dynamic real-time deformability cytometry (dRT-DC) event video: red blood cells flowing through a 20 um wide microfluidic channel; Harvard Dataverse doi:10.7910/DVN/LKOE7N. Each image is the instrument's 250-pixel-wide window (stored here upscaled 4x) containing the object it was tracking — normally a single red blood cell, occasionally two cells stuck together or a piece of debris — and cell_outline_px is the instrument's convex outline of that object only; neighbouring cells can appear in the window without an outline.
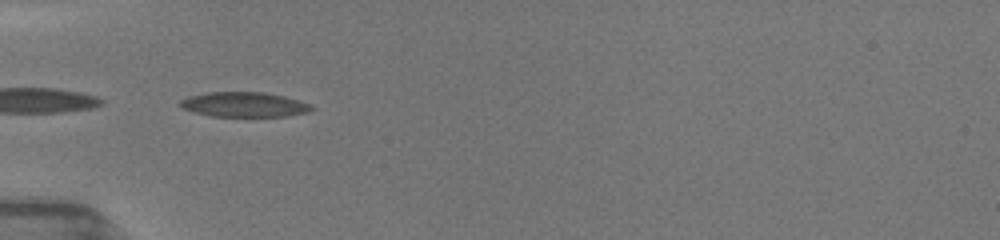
{"species": "common noctule bat (a hibernating species)", "species_latin": "Nyctalus noctula", "temperature_condition": "room temperature", "stored_images_in_passage": 21, "camera_frame_rate_fps": 3000, "um_per_image_px": 0.085, "animal": {"sex": "female", "body_mass_g": 19.5, "forearm_length_mm": 54.1}, "frame": {"image": 1, "passage_image": 1, "time_ms": 0.0, "image_size_px": [1000, 240], "cell_outline_px": [[316, 108], [308, 112], [288, 116], [212, 116], [192, 112], [176, 104], [180, 100], [188, 96], [208, 92], [264, 92], [284, 96], [312, 104]], "centroid_in_image_um": [20.75, 8.88], "position_along_channel_um": 64.2, "area_um2": 19.19}}
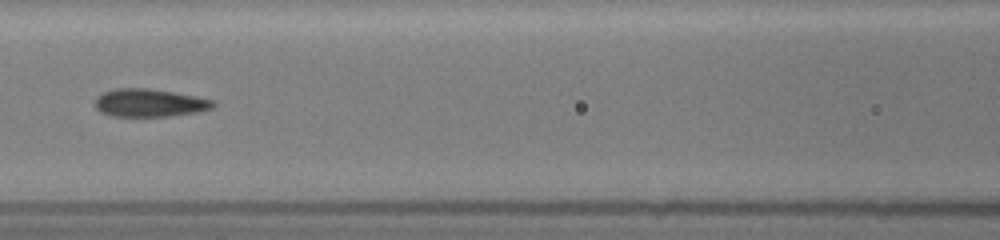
{"frame": {"image": 2, "passage_image": 9, "time_ms": 2.333, "image_size_px": [1000, 240], "cell_outline_px": [[216, 104], [212, 108], [196, 112], [168, 116], [112, 116], [100, 112], [96, 108], [96, 96], [104, 92], [116, 88], [148, 88], [172, 92], [216, 100]], "centroid_in_image_um": [12.71, 8.74], "position_along_channel_um": 153.9, "area_um2": 19.13}}
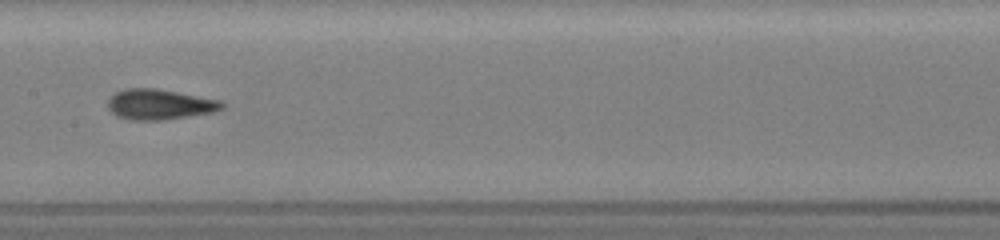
{"frame": {"image": 3, "passage_image": 12, "time_ms": 3.333, "image_size_px": [1000, 240], "cell_outline_px": [[224, 108], [212, 112], [160, 120], [132, 120], [116, 116], [108, 108], [108, 100], [116, 92], [124, 88], [156, 88], [220, 100], [224, 104]], "centroid_in_image_um": [13.53, 8.86], "position_along_channel_um": 193.9, "area_um2": 20.0}}